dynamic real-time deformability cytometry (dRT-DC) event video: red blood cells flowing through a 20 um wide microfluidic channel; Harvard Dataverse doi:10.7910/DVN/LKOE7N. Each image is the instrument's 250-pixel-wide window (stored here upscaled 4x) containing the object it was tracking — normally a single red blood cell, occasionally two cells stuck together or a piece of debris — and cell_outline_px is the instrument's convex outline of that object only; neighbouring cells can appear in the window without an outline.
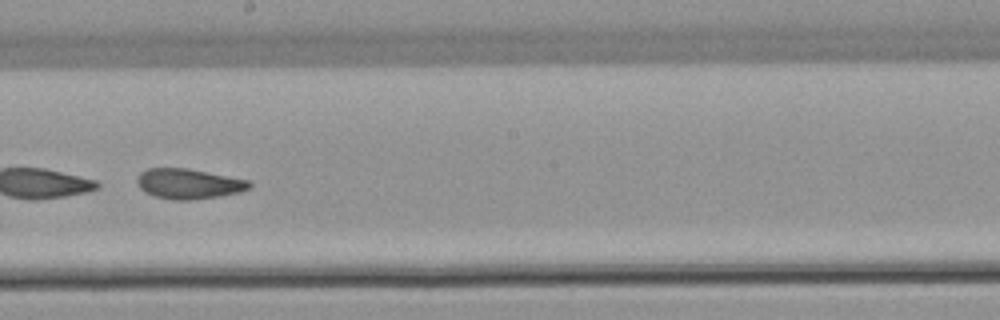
{"species": "common noctule bat (a hibernating species)", "species_latin": "Nyctalus noctula", "temperature_condition": "warm", "stored_images_in_passage": 40, "camera_frame_rate_fps": 3000, "um_per_image_px": 0.085, "animal": {"sex": "female", "body_mass_g": 22.7, "forearm_length_mm": 54.2}, "frame": {"image": 1, "passage_image": 18, "time_ms": 5.667, "image_size_px": [1000, 320], "cell_outline_px": [[252, 184], [248, 188], [240, 192], [220, 196], [188, 200], [172, 200], [156, 196], [144, 192], [140, 188], [136, 180], [136, 176], [140, 172], [148, 168], [188, 168], [248, 180]], "centroid_in_image_um": [16.0, 15.61], "position_along_channel_um": 232.2, "area_um2": 19.71}, "authors_computed_cell_mechanics": {"area_um2": 20.7502, "velocity_mm_per_s": 3.8488, "shape_relaxation_time_tau1_ms": 1.8455, "shape_relaxation_time_tau2_ms": 2.9544, "deformation_change_tau1": 0.2567, "deformation_change_tau2": 0.1022}}